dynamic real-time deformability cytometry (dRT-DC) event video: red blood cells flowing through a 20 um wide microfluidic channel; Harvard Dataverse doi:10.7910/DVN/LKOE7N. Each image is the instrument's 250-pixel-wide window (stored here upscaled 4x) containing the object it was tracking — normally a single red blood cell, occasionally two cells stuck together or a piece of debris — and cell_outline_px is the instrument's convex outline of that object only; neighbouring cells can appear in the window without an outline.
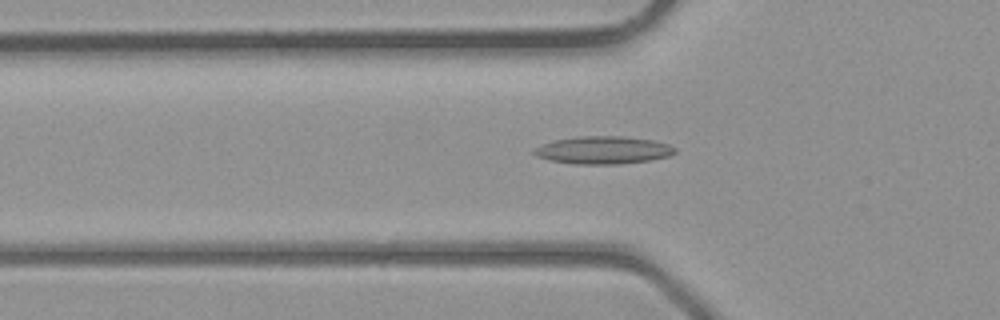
{"species": "common noctule bat (a hibernating species)", "species_latin": "Nyctalus noctula", "temperature_condition": "room temperature", "stored_images_in_passage": 31, "camera_frame_rate_fps": 3000, "um_per_image_px": 0.085, "animal": {"sex": "male", "body_mass_g": 23.1, "forearm_length_mm": 52.7}, "frame": {"image": 1, "passage_image": 6, "time_ms": 1.667, "image_size_px": [1000, 320], "cell_outline_px": [[676, 152], [668, 156], [648, 160], [616, 164], [576, 164], [552, 160], [536, 156], [532, 152], [532, 148], [556, 140], [580, 136], [624, 136], [652, 140], [668, 144], [676, 148]], "centroid_in_image_um": [51.27, 12.75], "position_along_channel_um": 74.5, "area_um2": 22.48}}
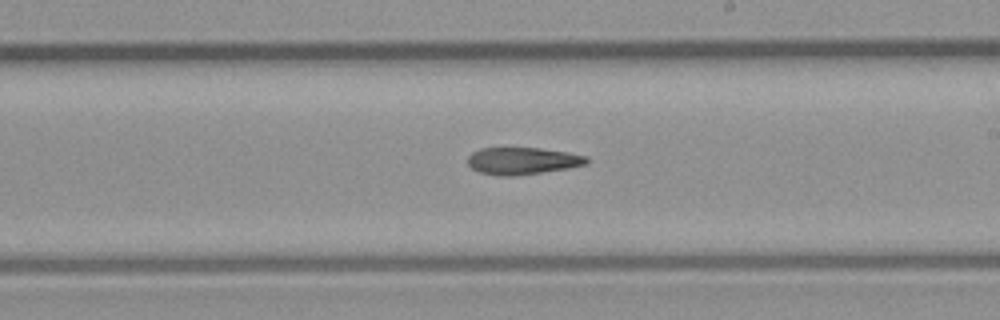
{"frame": {"image": 2, "passage_image": 16, "time_ms": 5.0, "image_size_px": [1000, 320], "cell_outline_px": [[588, 164], [568, 168], [512, 176], [500, 176], [480, 172], [472, 168], [468, 164], [468, 156], [472, 152], [480, 148], [540, 148], [568, 152], [588, 156]], "centroid_in_image_um": [44.42, 13.66], "position_along_channel_um": 244.6, "area_um2": 18.73}}
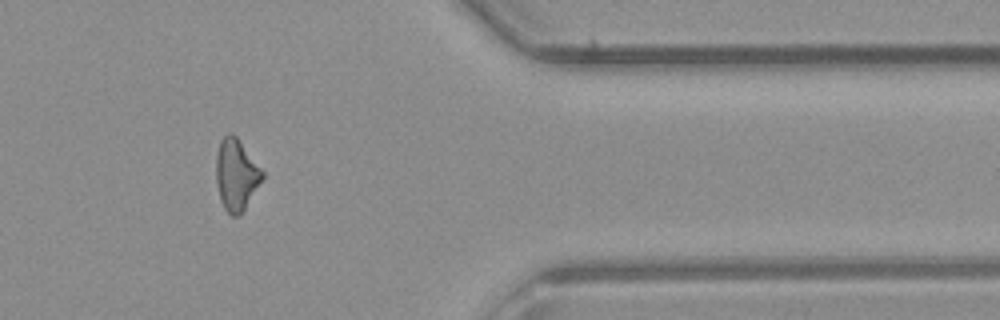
{"frame": {"image": 3, "passage_image": 26, "time_ms": 8.333, "image_size_px": [1000, 320], "cell_outline_px": [[264, 176], [240, 216], [232, 216], [224, 208], [220, 200], [216, 180], [216, 156], [220, 140], [228, 132], [232, 132], [236, 136], [264, 172]], "centroid_in_image_um": [20.06, 14.84], "position_along_channel_um": 391.3, "area_um2": 19.13}}